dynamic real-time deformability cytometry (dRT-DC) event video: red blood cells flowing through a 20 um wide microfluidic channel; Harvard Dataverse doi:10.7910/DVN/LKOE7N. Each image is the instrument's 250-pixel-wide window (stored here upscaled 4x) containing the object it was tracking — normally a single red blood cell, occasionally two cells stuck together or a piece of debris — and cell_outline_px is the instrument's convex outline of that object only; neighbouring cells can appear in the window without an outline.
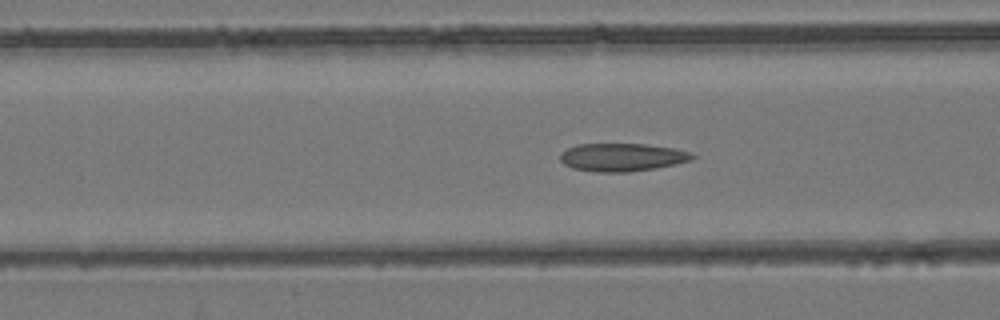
{"species": "common noctule bat (a hibernating species)", "species_latin": "Nyctalus noctula", "temperature_condition": "room temperature", "stored_images_in_passage": 53, "camera_frame_rate_fps": 3000, "um_per_image_px": 0.085, "animal": {"sex": "female", "body_mass_g": 24.6, "forearm_length_mm": 56.2}, "frame": {"image": 1, "passage_image": 21, "time_ms": 6.667, "image_size_px": [1000, 320], "cell_outline_px": [[696, 156], [692, 160], [676, 164], [656, 168], [628, 172], [596, 172], [572, 168], [564, 164], [560, 160], [560, 152], [576, 144], [644, 144], [672, 148], [692, 152]], "centroid_in_image_um": [52.87, 13.37], "position_along_channel_um": 113.7, "area_um2": 21.68}}
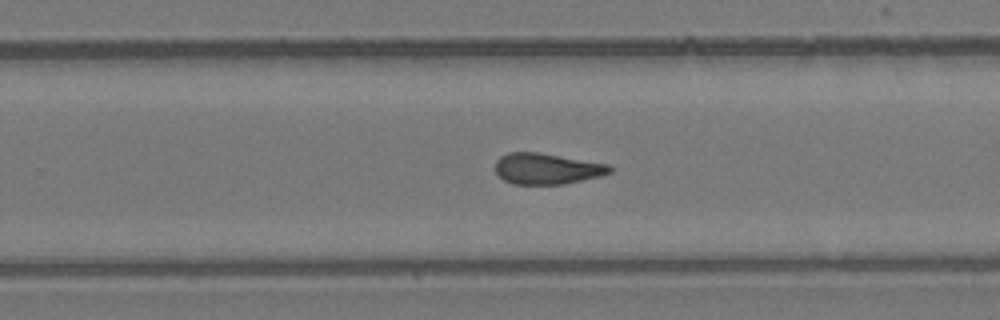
{"frame": {"image": 2, "passage_image": 34, "time_ms": 11.0, "image_size_px": [1000, 320], "cell_outline_px": [[612, 172], [600, 176], [564, 184], [512, 184], [504, 180], [496, 172], [496, 160], [500, 156], [508, 152], [540, 152], [608, 164], [612, 168]], "centroid_in_image_um": [46.48, 14.33], "position_along_channel_um": 283.3, "area_um2": 20.69}}
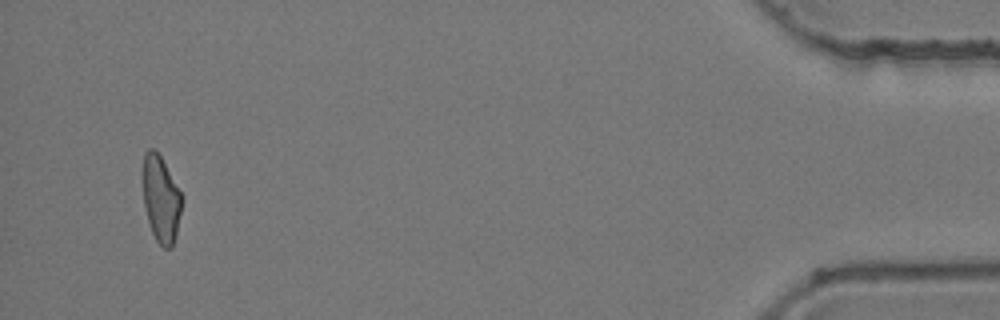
{"frame": {"image": 3, "passage_image": 51, "time_ms": 16.667, "image_size_px": [1000, 320], "cell_outline_px": [[180, 212], [176, 236], [172, 248], [164, 248], [156, 240], [148, 224], [144, 204], [140, 180], [140, 172], [144, 152], [148, 148], [152, 148], [160, 156], [180, 192]], "centroid_in_image_um": [13.6, 16.88], "position_along_channel_um": 421.6, "area_um2": 19.83}, "authors_computed_cell_mechanics": {"area_um2": 21.2126, "velocity_mm_per_s": 3.9099, "shape_relaxation_time_tau1_ms": null, "shape_relaxation_time_tau2_ms": 2.7149, "deformation_change_tau1": null, "deformation_change_tau2": 0.1177}}